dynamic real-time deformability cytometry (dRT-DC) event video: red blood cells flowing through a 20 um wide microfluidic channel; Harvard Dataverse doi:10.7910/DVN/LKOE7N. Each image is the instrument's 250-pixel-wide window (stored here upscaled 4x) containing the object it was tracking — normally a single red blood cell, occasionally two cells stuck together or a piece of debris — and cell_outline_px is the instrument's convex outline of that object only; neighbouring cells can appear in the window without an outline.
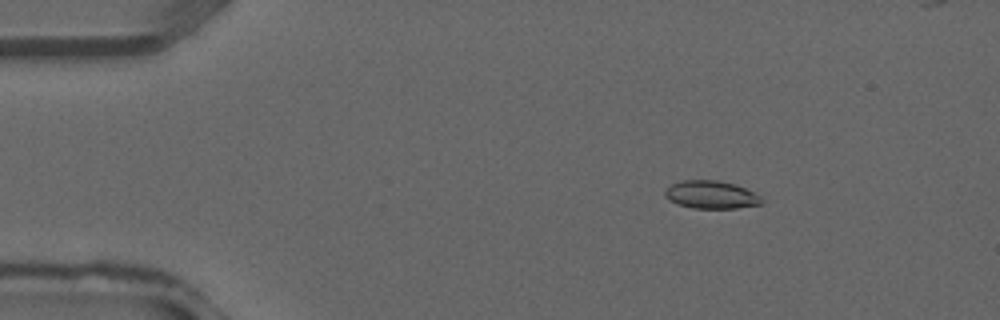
{"species": "common noctule bat (a hibernating species)", "species_latin": "Nyctalus noctula", "temperature_condition": "warm", "stored_images_in_passage": 36, "camera_frame_rate_fps": 3000, "um_per_image_px": 0.085, "animal": {"sex": "male", "forearm_length_mm": 52.5}, "frame": {"image": 1, "passage_image": 4, "time_ms": 1.0, "image_size_px": [1000, 320], "cell_outline_px": [[764, 200], [760, 204], [736, 208], [692, 208], [676, 204], [668, 200], [664, 196], [664, 188], [680, 180], [716, 180], [736, 184], [760, 196]], "centroid_in_image_um": [60.38, 16.55], "position_along_channel_um": 24.6, "area_um2": 15.84}}
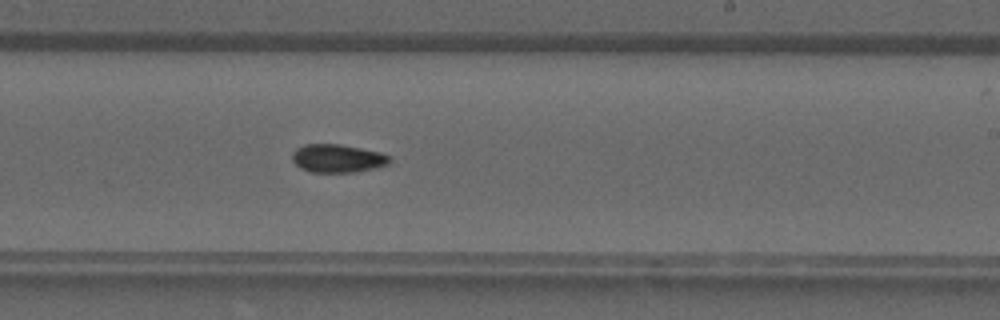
{"frame": {"image": 2, "passage_image": 21, "time_ms": 6.667, "image_size_px": [1000, 320], "cell_outline_px": [[392, 160], [388, 164], [356, 172], [308, 172], [300, 168], [292, 160], [292, 152], [296, 148], [304, 144], [340, 144], [380, 152], [392, 156]], "centroid_in_image_um": [28.68, 13.46], "position_along_channel_um": 260.3, "area_um2": 16.13}}
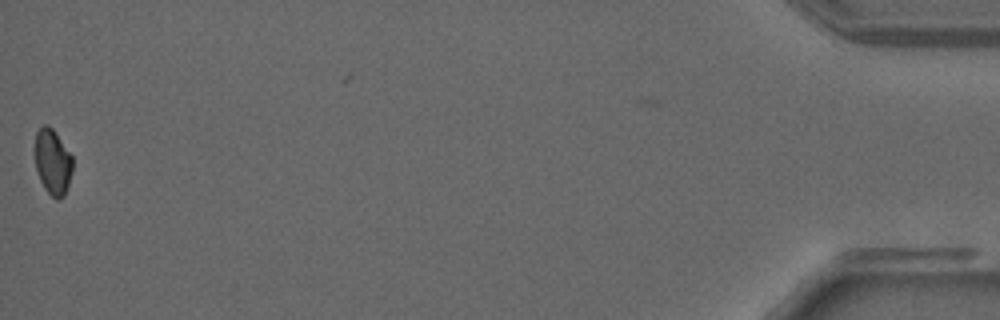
{"frame": {"image": 3, "passage_image": 36, "time_ms": 11.667, "image_size_px": [1000, 320], "cell_outline_px": [[72, 172], [64, 196], [60, 200], [56, 200], [44, 188], [40, 180], [36, 168], [32, 148], [36, 132], [44, 124], [48, 124], [56, 132], [72, 156]], "centroid_in_image_um": [4.44, 13.73], "position_along_channel_um": 430.8, "area_um2": 14.8}}